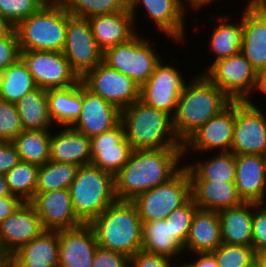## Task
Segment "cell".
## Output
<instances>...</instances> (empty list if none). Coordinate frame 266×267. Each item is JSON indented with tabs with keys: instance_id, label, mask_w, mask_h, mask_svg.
I'll return each mask as SVG.
<instances>
[{
	"instance_id": "obj_1",
	"label": "cell",
	"mask_w": 266,
	"mask_h": 267,
	"mask_svg": "<svg viewBox=\"0 0 266 267\" xmlns=\"http://www.w3.org/2000/svg\"><path fill=\"white\" fill-rule=\"evenodd\" d=\"M184 156L183 148L133 150L129 161L114 175L117 200L132 201L166 183L184 167L179 163Z\"/></svg>"
},
{
	"instance_id": "obj_2",
	"label": "cell",
	"mask_w": 266,
	"mask_h": 267,
	"mask_svg": "<svg viewBox=\"0 0 266 267\" xmlns=\"http://www.w3.org/2000/svg\"><path fill=\"white\" fill-rule=\"evenodd\" d=\"M232 100L203 73L185 84L172 117L176 137L183 144L210 118L219 114Z\"/></svg>"
},
{
	"instance_id": "obj_3",
	"label": "cell",
	"mask_w": 266,
	"mask_h": 267,
	"mask_svg": "<svg viewBox=\"0 0 266 267\" xmlns=\"http://www.w3.org/2000/svg\"><path fill=\"white\" fill-rule=\"evenodd\" d=\"M89 224L100 247L128 258L142 249V221L132 201L116 200Z\"/></svg>"
},
{
	"instance_id": "obj_4",
	"label": "cell",
	"mask_w": 266,
	"mask_h": 267,
	"mask_svg": "<svg viewBox=\"0 0 266 267\" xmlns=\"http://www.w3.org/2000/svg\"><path fill=\"white\" fill-rule=\"evenodd\" d=\"M125 137L135 149L183 148L176 137L172 117L140 99L121 110Z\"/></svg>"
},
{
	"instance_id": "obj_5",
	"label": "cell",
	"mask_w": 266,
	"mask_h": 267,
	"mask_svg": "<svg viewBox=\"0 0 266 267\" xmlns=\"http://www.w3.org/2000/svg\"><path fill=\"white\" fill-rule=\"evenodd\" d=\"M70 16L63 4H43L15 27L19 50L62 52Z\"/></svg>"
},
{
	"instance_id": "obj_6",
	"label": "cell",
	"mask_w": 266,
	"mask_h": 267,
	"mask_svg": "<svg viewBox=\"0 0 266 267\" xmlns=\"http://www.w3.org/2000/svg\"><path fill=\"white\" fill-rule=\"evenodd\" d=\"M75 214L83 223H90L114 203V175L91 164L80 166L69 187Z\"/></svg>"
},
{
	"instance_id": "obj_7",
	"label": "cell",
	"mask_w": 266,
	"mask_h": 267,
	"mask_svg": "<svg viewBox=\"0 0 266 267\" xmlns=\"http://www.w3.org/2000/svg\"><path fill=\"white\" fill-rule=\"evenodd\" d=\"M191 197V180L184 166L166 183L145 191L132 202L142 222H153L166 219Z\"/></svg>"
},
{
	"instance_id": "obj_8",
	"label": "cell",
	"mask_w": 266,
	"mask_h": 267,
	"mask_svg": "<svg viewBox=\"0 0 266 267\" xmlns=\"http://www.w3.org/2000/svg\"><path fill=\"white\" fill-rule=\"evenodd\" d=\"M148 38L138 33L129 41L107 48L103 52V62L130 77L140 87L148 80L155 66L163 58L150 45Z\"/></svg>"
},
{
	"instance_id": "obj_9",
	"label": "cell",
	"mask_w": 266,
	"mask_h": 267,
	"mask_svg": "<svg viewBox=\"0 0 266 267\" xmlns=\"http://www.w3.org/2000/svg\"><path fill=\"white\" fill-rule=\"evenodd\" d=\"M256 70L240 52L236 55L219 59L209 64L206 71H201L232 101H246L256 82Z\"/></svg>"
},
{
	"instance_id": "obj_10",
	"label": "cell",
	"mask_w": 266,
	"mask_h": 267,
	"mask_svg": "<svg viewBox=\"0 0 266 267\" xmlns=\"http://www.w3.org/2000/svg\"><path fill=\"white\" fill-rule=\"evenodd\" d=\"M231 152L235 155L266 153V114L250 98L235 101V126Z\"/></svg>"
},
{
	"instance_id": "obj_11",
	"label": "cell",
	"mask_w": 266,
	"mask_h": 267,
	"mask_svg": "<svg viewBox=\"0 0 266 267\" xmlns=\"http://www.w3.org/2000/svg\"><path fill=\"white\" fill-rule=\"evenodd\" d=\"M80 80L93 94L101 96L120 110L140 99L141 87L130 77L110 68L103 61Z\"/></svg>"
},
{
	"instance_id": "obj_12",
	"label": "cell",
	"mask_w": 266,
	"mask_h": 267,
	"mask_svg": "<svg viewBox=\"0 0 266 267\" xmlns=\"http://www.w3.org/2000/svg\"><path fill=\"white\" fill-rule=\"evenodd\" d=\"M62 52L80 79L103 61V51L96 43L88 18L71 15L67 19Z\"/></svg>"
},
{
	"instance_id": "obj_13",
	"label": "cell",
	"mask_w": 266,
	"mask_h": 267,
	"mask_svg": "<svg viewBox=\"0 0 266 267\" xmlns=\"http://www.w3.org/2000/svg\"><path fill=\"white\" fill-rule=\"evenodd\" d=\"M20 57L41 89L68 88L80 81L63 52L20 51Z\"/></svg>"
},
{
	"instance_id": "obj_14",
	"label": "cell",
	"mask_w": 266,
	"mask_h": 267,
	"mask_svg": "<svg viewBox=\"0 0 266 267\" xmlns=\"http://www.w3.org/2000/svg\"><path fill=\"white\" fill-rule=\"evenodd\" d=\"M185 84L181 72L173 65L163 63L162 58L151 76L141 86L140 100L173 117Z\"/></svg>"
},
{
	"instance_id": "obj_15",
	"label": "cell",
	"mask_w": 266,
	"mask_h": 267,
	"mask_svg": "<svg viewBox=\"0 0 266 267\" xmlns=\"http://www.w3.org/2000/svg\"><path fill=\"white\" fill-rule=\"evenodd\" d=\"M235 126V101H232L219 114L210 118L193 135L183 143V151L188 149L198 152H208L218 149V152L231 151Z\"/></svg>"
},
{
	"instance_id": "obj_16",
	"label": "cell",
	"mask_w": 266,
	"mask_h": 267,
	"mask_svg": "<svg viewBox=\"0 0 266 267\" xmlns=\"http://www.w3.org/2000/svg\"><path fill=\"white\" fill-rule=\"evenodd\" d=\"M45 231L30 202H23L0 223V249L9 256Z\"/></svg>"
},
{
	"instance_id": "obj_17",
	"label": "cell",
	"mask_w": 266,
	"mask_h": 267,
	"mask_svg": "<svg viewBox=\"0 0 266 267\" xmlns=\"http://www.w3.org/2000/svg\"><path fill=\"white\" fill-rule=\"evenodd\" d=\"M30 203L35 208L45 230L59 231L83 224L74 212L69 189L35 192Z\"/></svg>"
},
{
	"instance_id": "obj_18",
	"label": "cell",
	"mask_w": 266,
	"mask_h": 267,
	"mask_svg": "<svg viewBox=\"0 0 266 267\" xmlns=\"http://www.w3.org/2000/svg\"><path fill=\"white\" fill-rule=\"evenodd\" d=\"M91 165L115 175L128 161L133 152L125 137L122 122L111 130L90 138Z\"/></svg>"
},
{
	"instance_id": "obj_19",
	"label": "cell",
	"mask_w": 266,
	"mask_h": 267,
	"mask_svg": "<svg viewBox=\"0 0 266 267\" xmlns=\"http://www.w3.org/2000/svg\"><path fill=\"white\" fill-rule=\"evenodd\" d=\"M121 122V110L82 84V109L72 128L91 138Z\"/></svg>"
},
{
	"instance_id": "obj_20",
	"label": "cell",
	"mask_w": 266,
	"mask_h": 267,
	"mask_svg": "<svg viewBox=\"0 0 266 267\" xmlns=\"http://www.w3.org/2000/svg\"><path fill=\"white\" fill-rule=\"evenodd\" d=\"M58 267H92L98 246L95 232L89 223L58 231Z\"/></svg>"
},
{
	"instance_id": "obj_21",
	"label": "cell",
	"mask_w": 266,
	"mask_h": 267,
	"mask_svg": "<svg viewBox=\"0 0 266 267\" xmlns=\"http://www.w3.org/2000/svg\"><path fill=\"white\" fill-rule=\"evenodd\" d=\"M140 5L147 12L143 18H151L156 27L172 41H184L186 13L182 10L179 0H128V9L133 16L134 24L137 20L136 10Z\"/></svg>"
},
{
	"instance_id": "obj_22",
	"label": "cell",
	"mask_w": 266,
	"mask_h": 267,
	"mask_svg": "<svg viewBox=\"0 0 266 267\" xmlns=\"http://www.w3.org/2000/svg\"><path fill=\"white\" fill-rule=\"evenodd\" d=\"M243 202L266 203V175L261 155H236L234 180Z\"/></svg>"
},
{
	"instance_id": "obj_23",
	"label": "cell",
	"mask_w": 266,
	"mask_h": 267,
	"mask_svg": "<svg viewBox=\"0 0 266 267\" xmlns=\"http://www.w3.org/2000/svg\"><path fill=\"white\" fill-rule=\"evenodd\" d=\"M88 20L96 43L103 52L109 47L129 41L138 33L135 32L137 24H134L129 9L93 16Z\"/></svg>"
},
{
	"instance_id": "obj_24",
	"label": "cell",
	"mask_w": 266,
	"mask_h": 267,
	"mask_svg": "<svg viewBox=\"0 0 266 267\" xmlns=\"http://www.w3.org/2000/svg\"><path fill=\"white\" fill-rule=\"evenodd\" d=\"M59 132L51 134L50 160L59 163H71L78 166L92 162L91 140L71 126H63Z\"/></svg>"
},
{
	"instance_id": "obj_25",
	"label": "cell",
	"mask_w": 266,
	"mask_h": 267,
	"mask_svg": "<svg viewBox=\"0 0 266 267\" xmlns=\"http://www.w3.org/2000/svg\"><path fill=\"white\" fill-rule=\"evenodd\" d=\"M11 267H58V231L45 230L10 256Z\"/></svg>"
},
{
	"instance_id": "obj_26",
	"label": "cell",
	"mask_w": 266,
	"mask_h": 267,
	"mask_svg": "<svg viewBox=\"0 0 266 267\" xmlns=\"http://www.w3.org/2000/svg\"><path fill=\"white\" fill-rule=\"evenodd\" d=\"M222 244L218 211L197 209L184 244V252H212Z\"/></svg>"
},
{
	"instance_id": "obj_27",
	"label": "cell",
	"mask_w": 266,
	"mask_h": 267,
	"mask_svg": "<svg viewBox=\"0 0 266 267\" xmlns=\"http://www.w3.org/2000/svg\"><path fill=\"white\" fill-rule=\"evenodd\" d=\"M243 10L240 52L256 71H260L266 69V18L247 6Z\"/></svg>"
},
{
	"instance_id": "obj_28",
	"label": "cell",
	"mask_w": 266,
	"mask_h": 267,
	"mask_svg": "<svg viewBox=\"0 0 266 267\" xmlns=\"http://www.w3.org/2000/svg\"><path fill=\"white\" fill-rule=\"evenodd\" d=\"M254 202L218 211L221 224L222 242L233 245L252 246Z\"/></svg>"
},
{
	"instance_id": "obj_29",
	"label": "cell",
	"mask_w": 266,
	"mask_h": 267,
	"mask_svg": "<svg viewBox=\"0 0 266 267\" xmlns=\"http://www.w3.org/2000/svg\"><path fill=\"white\" fill-rule=\"evenodd\" d=\"M191 196L198 209L220 211L240 205L234 182L191 181Z\"/></svg>"
},
{
	"instance_id": "obj_30",
	"label": "cell",
	"mask_w": 266,
	"mask_h": 267,
	"mask_svg": "<svg viewBox=\"0 0 266 267\" xmlns=\"http://www.w3.org/2000/svg\"><path fill=\"white\" fill-rule=\"evenodd\" d=\"M142 249L169 258L182 257L184 244L173 234L170 220L142 222Z\"/></svg>"
},
{
	"instance_id": "obj_31",
	"label": "cell",
	"mask_w": 266,
	"mask_h": 267,
	"mask_svg": "<svg viewBox=\"0 0 266 267\" xmlns=\"http://www.w3.org/2000/svg\"><path fill=\"white\" fill-rule=\"evenodd\" d=\"M49 113L55 125L71 126L82 109V81L63 89L47 90Z\"/></svg>"
},
{
	"instance_id": "obj_32",
	"label": "cell",
	"mask_w": 266,
	"mask_h": 267,
	"mask_svg": "<svg viewBox=\"0 0 266 267\" xmlns=\"http://www.w3.org/2000/svg\"><path fill=\"white\" fill-rule=\"evenodd\" d=\"M15 106L23 130L51 131L50 128H53L54 122L49 113L47 90L37 87L26 93Z\"/></svg>"
},
{
	"instance_id": "obj_33",
	"label": "cell",
	"mask_w": 266,
	"mask_h": 267,
	"mask_svg": "<svg viewBox=\"0 0 266 267\" xmlns=\"http://www.w3.org/2000/svg\"><path fill=\"white\" fill-rule=\"evenodd\" d=\"M214 157L206 160L192 161L186 163L191 181H219L234 182L236 169V155L229 152L215 153Z\"/></svg>"
},
{
	"instance_id": "obj_34",
	"label": "cell",
	"mask_w": 266,
	"mask_h": 267,
	"mask_svg": "<svg viewBox=\"0 0 266 267\" xmlns=\"http://www.w3.org/2000/svg\"><path fill=\"white\" fill-rule=\"evenodd\" d=\"M37 88L26 63L19 57L0 74V99L17 102L28 92Z\"/></svg>"
},
{
	"instance_id": "obj_35",
	"label": "cell",
	"mask_w": 266,
	"mask_h": 267,
	"mask_svg": "<svg viewBox=\"0 0 266 267\" xmlns=\"http://www.w3.org/2000/svg\"><path fill=\"white\" fill-rule=\"evenodd\" d=\"M49 130H23L12 143L17 149L20 160L38 166L50 160Z\"/></svg>"
},
{
	"instance_id": "obj_36",
	"label": "cell",
	"mask_w": 266,
	"mask_h": 267,
	"mask_svg": "<svg viewBox=\"0 0 266 267\" xmlns=\"http://www.w3.org/2000/svg\"><path fill=\"white\" fill-rule=\"evenodd\" d=\"M229 17L219 19L210 36L209 50L216 56L212 64L222 58L240 53L242 44V19L238 23L227 22Z\"/></svg>"
},
{
	"instance_id": "obj_37",
	"label": "cell",
	"mask_w": 266,
	"mask_h": 267,
	"mask_svg": "<svg viewBox=\"0 0 266 267\" xmlns=\"http://www.w3.org/2000/svg\"><path fill=\"white\" fill-rule=\"evenodd\" d=\"M79 167L71 163H59L49 160L38 168L35 192L69 189Z\"/></svg>"
},
{
	"instance_id": "obj_38",
	"label": "cell",
	"mask_w": 266,
	"mask_h": 267,
	"mask_svg": "<svg viewBox=\"0 0 266 267\" xmlns=\"http://www.w3.org/2000/svg\"><path fill=\"white\" fill-rule=\"evenodd\" d=\"M38 165L21 161L5 176L9 191L23 202H30L36 191Z\"/></svg>"
},
{
	"instance_id": "obj_39",
	"label": "cell",
	"mask_w": 266,
	"mask_h": 267,
	"mask_svg": "<svg viewBox=\"0 0 266 267\" xmlns=\"http://www.w3.org/2000/svg\"><path fill=\"white\" fill-rule=\"evenodd\" d=\"M63 5L76 17L90 18L128 9V0H65Z\"/></svg>"
},
{
	"instance_id": "obj_40",
	"label": "cell",
	"mask_w": 266,
	"mask_h": 267,
	"mask_svg": "<svg viewBox=\"0 0 266 267\" xmlns=\"http://www.w3.org/2000/svg\"><path fill=\"white\" fill-rule=\"evenodd\" d=\"M214 254L219 267H255L256 253L252 246L223 243Z\"/></svg>"
},
{
	"instance_id": "obj_41",
	"label": "cell",
	"mask_w": 266,
	"mask_h": 267,
	"mask_svg": "<svg viewBox=\"0 0 266 267\" xmlns=\"http://www.w3.org/2000/svg\"><path fill=\"white\" fill-rule=\"evenodd\" d=\"M43 4L42 0H0V14L16 27Z\"/></svg>"
},
{
	"instance_id": "obj_42",
	"label": "cell",
	"mask_w": 266,
	"mask_h": 267,
	"mask_svg": "<svg viewBox=\"0 0 266 267\" xmlns=\"http://www.w3.org/2000/svg\"><path fill=\"white\" fill-rule=\"evenodd\" d=\"M23 126L16 106L0 99V141H13L21 132Z\"/></svg>"
},
{
	"instance_id": "obj_43",
	"label": "cell",
	"mask_w": 266,
	"mask_h": 267,
	"mask_svg": "<svg viewBox=\"0 0 266 267\" xmlns=\"http://www.w3.org/2000/svg\"><path fill=\"white\" fill-rule=\"evenodd\" d=\"M197 209L198 206L191 197L184 205L171 212L167 217V219L170 220L173 234H175L183 244H185L187 240L192 218Z\"/></svg>"
},
{
	"instance_id": "obj_44",
	"label": "cell",
	"mask_w": 266,
	"mask_h": 267,
	"mask_svg": "<svg viewBox=\"0 0 266 267\" xmlns=\"http://www.w3.org/2000/svg\"><path fill=\"white\" fill-rule=\"evenodd\" d=\"M252 247L256 254L266 251V205L254 203Z\"/></svg>"
},
{
	"instance_id": "obj_45",
	"label": "cell",
	"mask_w": 266,
	"mask_h": 267,
	"mask_svg": "<svg viewBox=\"0 0 266 267\" xmlns=\"http://www.w3.org/2000/svg\"><path fill=\"white\" fill-rule=\"evenodd\" d=\"M20 57L17 34L0 37V74Z\"/></svg>"
},
{
	"instance_id": "obj_46",
	"label": "cell",
	"mask_w": 266,
	"mask_h": 267,
	"mask_svg": "<svg viewBox=\"0 0 266 267\" xmlns=\"http://www.w3.org/2000/svg\"><path fill=\"white\" fill-rule=\"evenodd\" d=\"M92 267H130V263L124 254L97 246Z\"/></svg>"
},
{
	"instance_id": "obj_47",
	"label": "cell",
	"mask_w": 266,
	"mask_h": 267,
	"mask_svg": "<svg viewBox=\"0 0 266 267\" xmlns=\"http://www.w3.org/2000/svg\"><path fill=\"white\" fill-rule=\"evenodd\" d=\"M130 267H173L171 258L155 253L138 250L129 258Z\"/></svg>"
},
{
	"instance_id": "obj_48",
	"label": "cell",
	"mask_w": 266,
	"mask_h": 267,
	"mask_svg": "<svg viewBox=\"0 0 266 267\" xmlns=\"http://www.w3.org/2000/svg\"><path fill=\"white\" fill-rule=\"evenodd\" d=\"M20 162L17 149L11 141H0V173L6 174Z\"/></svg>"
},
{
	"instance_id": "obj_49",
	"label": "cell",
	"mask_w": 266,
	"mask_h": 267,
	"mask_svg": "<svg viewBox=\"0 0 266 267\" xmlns=\"http://www.w3.org/2000/svg\"><path fill=\"white\" fill-rule=\"evenodd\" d=\"M23 201L15 196H5L0 198V223L5 218H7L11 213H13L21 204Z\"/></svg>"
},
{
	"instance_id": "obj_50",
	"label": "cell",
	"mask_w": 266,
	"mask_h": 267,
	"mask_svg": "<svg viewBox=\"0 0 266 267\" xmlns=\"http://www.w3.org/2000/svg\"><path fill=\"white\" fill-rule=\"evenodd\" d=\"M196 260L186 262L190 267H219L212 252H195Z\"/></svg>"
},
{
	"instance_id": "obj_51",
	"label": "cell",
	"mask_w": 266,
	"mask_h": 267,
	"mask_svg": "<svg viewBox=\"0 0 266 267\" xmlns=\"http://www.w3.org/2000/svg\"><path fill=\"white\" fill-rule=\"evenodd\" d=\"M183 1L184 0H179V4H180V6H181V8H182V10L186 13V15H187V10H188V5H189V7L192 9V11H193V9L194 10H198V9H200L201 7H204L205 8V6L207 7V6H209L213 1H215V0H186V3H185V1H184V3H183ZM188 3V4H187ZM209 4V5H208ZM187 5V6H186Z\"/></svg>"
},
{
	"instance_id": "obj_52",
	"label": "cell",
	"mask_w": 266,
	"mask_h": 267,
	"mask_svg": "<svg viewBox=\"0 0 266 267\" xmlns=\"http://www.w3.org/2000/svg\"><path fill=\"white\" fill-rule=\"evenodd\" d=\"M247 7L258 16L266 18V0H247Z\"/></svg>"
},
{
	"instance_id": "obj_53",
	"label": "cell",
	"mask_w": 266,
	"mask_h": 267,
	"mask_svg": "<svg viewBox=\"0 0 266 267\" xmlns=\"http://www.w3.org/2000/svg\"><path fill=\"white\" fill-rule=\"evenodd\" d=\"M259 91L266 94V69L260 70L256 72V82L253 89L254 91ZM266 96V95H265Z\"/></svg>"
},
{
	"instance_id": "obj_54",
	"label": "cell",
	"mask_w": 266,
	"mask_h": 267,
	"mask_svg": "<svg viewBox=\"0 0 266 267\" xmlns=\"http://www.w3.org/2000/svg\"><path fill=\"white\" fill-rule=\"evenodd\" d=\"M7 34H17V33L14 25L0 14V37Z\"/></svg>"
},
{
	"instance_id": "obj_55",
	"label": "cell",
	"mask_w": 266,
	"mask_h": 267,
	"mask_svg": "<svg viewBox=\"0 0 266 267\" xmlns=\"http://www.w3.org/2000/svg\"><path fill=\"white\" fill-rule=\"evenodd\" d=\"M11 192L9 191L8 184L6 181V176L0 173V198L5 196H10Z\"/></svg>"
},
{
	"instance_id": "obj_56",
	"label": "cell",
	"mask_w": 266,
	"mask_h": 267,
	"mask_svg": "<svg viewBox=\"0 0 266 267\" xmlns=\"http://www.w3.org/2000/svg\"><path fill=\"white\" fill-rule=\"evenodd\" d=\"M0 267H11L10 256L0 249Z\"/></svg>"
},
{
	"instance_id": "obj_57",
	"label": "cell",
	"mask_w": 266,
	"mask_h": 267,
	"mask_svg": "<svg viewBox=\"0 0 266 267\" xmlns=\"http://www.w3.org/2000/svg\"><path fill=\"white\" fill-rule=\"evenodd\" d=\"M256 267H266V251L256 254Z\"/></svg>"
},
{
	"instance_id": "obj_58",
	"label": "cell",
	"mask_w": 266,
	"mask_h": 267,
	"mask_svg": "<svg viewBox=\"0 0 266 267\" xmlns=\"http://www.w3.org/2000/svg\"><path fill=\"white\" fill-rule=\"evenodd\" d=\"M44 4H63L65 0H42Z\"/></svg>"
},
{
	"instance_id": "obj_59",
	"label": "cell",
	"mask_w": 266,
	"mask_h": 267,
	"mask_svg": "<svg viewBox=\"0 0 266 267\" xmlns=\"http://www.w3.org/2000/svg\"><path fill=\"white\" fill-rule=\"evenodd\" d=\"M263 160H264V167H265V175H266V153L262 155Z\"/></svg>"
},
{
	"instance_id": "obj_60",
	"label": "cell",
	"mask_w": 266,
	"mask_h": 267,
	"mask_svg": "<svg viewBox=\"0 0 266 267\" xmlns=\"http://www.w3.org/2000/svg\"><path fill=\"white\" fill-rule=\"evenodd\" d=\"M185 263V264H184ZM183 264V265H182ZM173 267H175L174 265H173ZM178 267V266H177ZM179 267H190L186 262H183V263H181V266L179 265Z\"/></svg>"
}]
</instances>
